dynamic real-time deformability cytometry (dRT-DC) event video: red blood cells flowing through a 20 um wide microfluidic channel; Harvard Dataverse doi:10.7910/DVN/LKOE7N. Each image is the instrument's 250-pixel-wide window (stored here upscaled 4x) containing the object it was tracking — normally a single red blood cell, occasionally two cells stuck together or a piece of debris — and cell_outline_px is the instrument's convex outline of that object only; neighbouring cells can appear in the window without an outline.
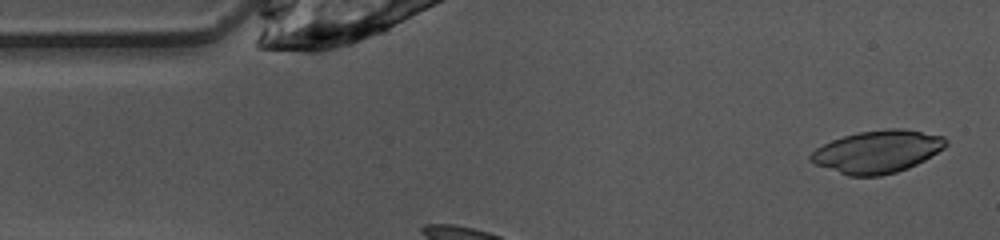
{"species": "common noctule bat (a hibernating species)", "species_latin": "Nyctalus noctula", "temperature_condition": "warm", "stored_images_in_passage": 28, "segment_of_instrument_passage": [1, 2], "camera_frame_rate_fps": 3000, "um_per_image_px": 0.085, "animal": {"sex": "female", "body_mass_g": 10.0, "forearm_length_mm": 53.1}, "frame": {"image": 1, "passage_image": 2, "time_ms": 0.333, "image_size_px": [1000, 240], "cell_outline_px": [[948, 144], [944, 148], [924, 160], [908, 168], [896, 172], [880, 176], [848, 176], [816, 164], [808, 160], [808, 156], [816, 148], [832, 140], [856, 132], [888, 128], [900, 128], [944, 136], [948, 140]], "centroid_in_image_um": [74.58, 12.88], "position_along_channel_um": 10.4, "area_um2": 33.52}}